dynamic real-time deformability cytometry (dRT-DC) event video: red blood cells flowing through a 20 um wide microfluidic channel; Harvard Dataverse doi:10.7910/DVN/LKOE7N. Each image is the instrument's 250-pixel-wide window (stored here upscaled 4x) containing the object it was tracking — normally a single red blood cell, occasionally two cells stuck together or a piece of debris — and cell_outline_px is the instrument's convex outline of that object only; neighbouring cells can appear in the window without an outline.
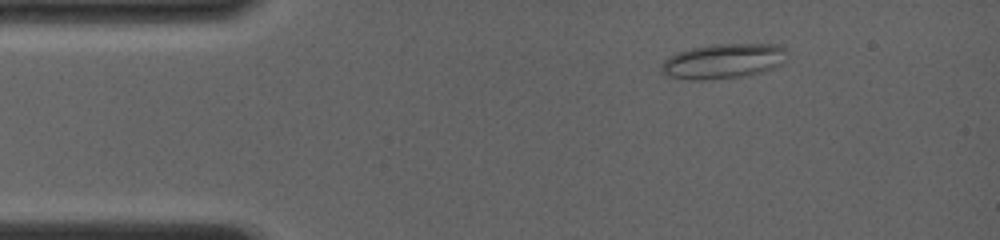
{"species": "common noctule bat (a hibernating species)", "species_latin": "Nyctalus noctula", "temperature_condition": "room temperature", "stored_images_in_passage": 3, "camera_frame_rate_fps": 4000, "um_per_image_px": 0.085, "animal": {"sex": "female", "body_mass_g": 19.0, "forearm_length_mm": 56.7}, "frame": {"image": 1, "passage_image": 1, "time_ms": 0.0, "image_size_px": [1000, 240], "cell_outline_px": [[784, 64], [764, 72], [744, 76], [708, 80], [688, 80], [664, 76], [660, 72], [660, 64], [668, 56], [676, 52], [692, 48], [716, 44], [780, 44], [784, 48]], "centroid_in_image_um": [61.42, 5.22], "position_along_channel_um": 23.6, "area_um2": 26.01}}